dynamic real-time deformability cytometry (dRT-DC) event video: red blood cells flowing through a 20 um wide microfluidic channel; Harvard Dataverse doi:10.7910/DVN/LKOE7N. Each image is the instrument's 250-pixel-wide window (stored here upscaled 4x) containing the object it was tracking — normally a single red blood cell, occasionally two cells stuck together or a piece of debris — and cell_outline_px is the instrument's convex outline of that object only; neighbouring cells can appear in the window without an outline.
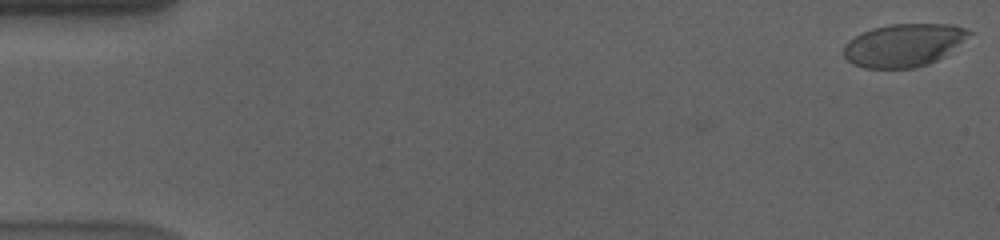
{"species": "human", "species_latin": "Homo sapiens", "temperature_condition": "cold", "stored_images_in_passage": 57, "camera_frame_rate_fps": 3000, "um_per_image_px": 0.085, "donor": {"sex": "male"}, "frame": {"image": 1, "passage_image": 1, "time_ms": 0.0, "image_size_px": [1000, 240], "cell_outline_px": [[972, 32], [944, 56], [928, 64], [916, 68], [864, 68], [852, 64], [844, 56], [844, 44], [848, 40], [872, 28], [888, 24], [952, 24], [964, 28]], "centroid_in_image_um": [76.77, 3.84], "position_along_channel_um": 8.2, "area_um2": 31.1}}
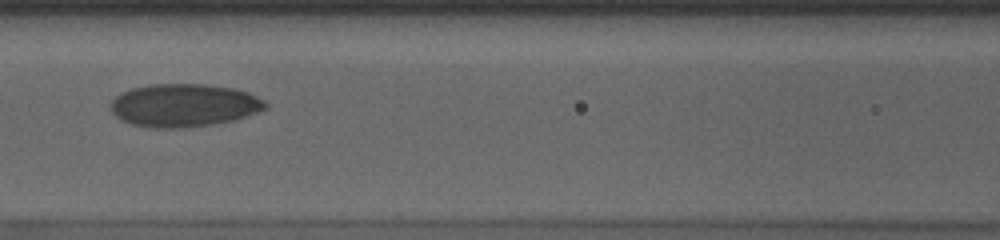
{"frame": {"image": 2, "passage_image": 26, "time_ms": 8.333, "image_size_px": [1000, 240], "cell_outline_px": [[268, 108], [232, 120], [212, 124], [184, 128], [152, 128], [132, 124], [120, 120], [112, 112], [108, 104], [116, 96], [132, 88], [152, 84], [204, 84], [232, 88], [248, 92], [264, 100], [268, 104]], "centroid_in_image_um": [15.6, 8.95], "position_along_channel_um": 151.0, "area_um2": 38.73}}
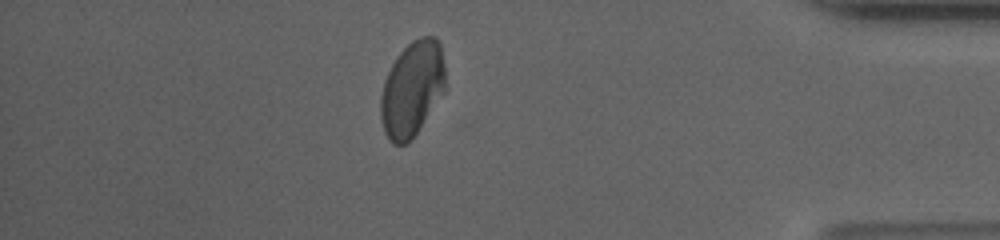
{"frame": {"image": 3, "passage_image": 50, "time_ms": 16.333, "image_size_px": [1000, 240], "cell_outline_px": [[444, 92], [416, 132], [404, 144], [392, 144], [388, 140], [384, 132], [380, 116], [380, 96], [384, 80], [396, 56], [412, 40], [420, 36], [436, 36], [440, 44], [444, 64]], "centroid_in_image_um": [35.0, 7.52], "position_along_channel_um": 400.2, "area_um2": 35.66}, "authors_computed_cell_mechanics": {"area_um2": 37.3966, "velocity_mm_per_s": 3.5708, "shape_relaxation_time_tau1_ms": 8.2221, "shape_relaxation_time_tau2_ms": 1.1243, "deformation_change_tau1": 0.1771, "deformation_change_tau2": 0.0426}}